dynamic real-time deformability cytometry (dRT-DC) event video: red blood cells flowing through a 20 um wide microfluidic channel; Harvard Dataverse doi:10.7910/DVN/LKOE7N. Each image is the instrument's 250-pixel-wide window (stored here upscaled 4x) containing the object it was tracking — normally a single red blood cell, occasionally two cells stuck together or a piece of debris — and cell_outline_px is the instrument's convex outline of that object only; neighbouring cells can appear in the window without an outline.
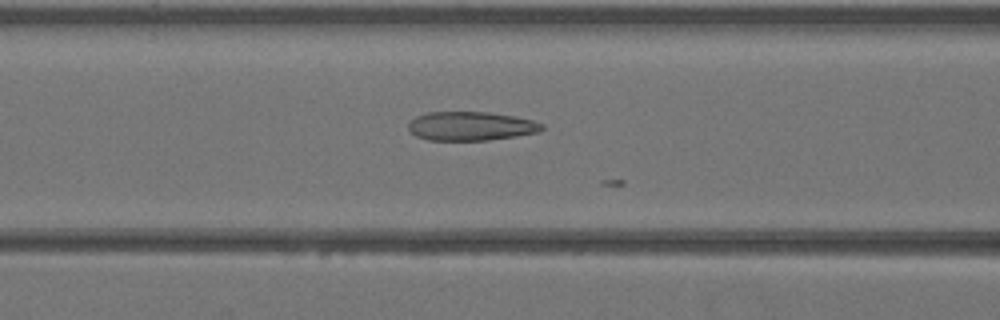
{"species": "Egyptian fruit bat (a non-hibernating species)", "species_latin": "Rousettus aegyptiacus", "temperature_condition": "warm", "stored_images_in_passage": 11, "camera_frame_rate_fps": 3000, "um_per_image_px": 0.085, "animal": {"sex": "female"}, "frame": {"image": 1, "passage_image": 7, "time_ms": 2.0, "image_size_px": [1000, 320], "cell_outline_px": [[544, 128], [540, 132], [516, 136], [488, 140], [428, 140], [416, 136], [408, 128], [408, 124], [416, 116], [428, 112], [488, 112], [512, 116], [532, 120], [544, 124]], "centroid_in_image_um": [40.03, 10.72], "position_along_channel_um": 126.6, "area_um2": 22.43}}
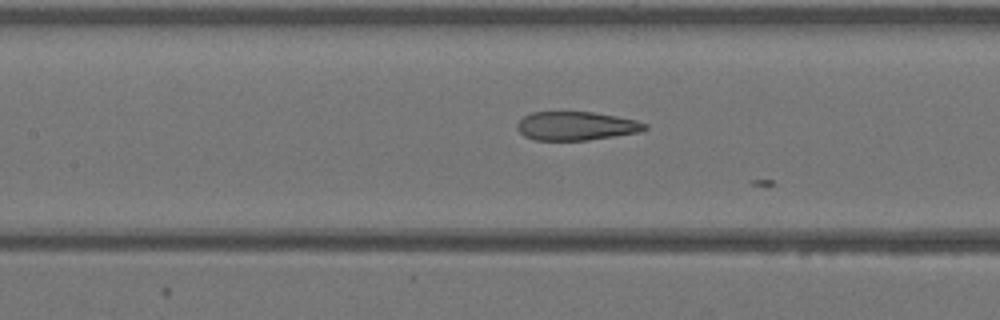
{"frame": {"image": 2, "passage_image": 9, "time_ms": 2.667, "image_size_px": [1000, 320], "cell_outline_px": [[648, 128], [640, 132], [588, 140], [536, 140], [524, 136], [516, 128], [516, 124], [524, 116], [532, 112], [592, 112], [616, 116], [636, 120], [648, 124]], "centroid_in_image_um": [48.98, 10.7], "position_along_channel_um": 158.4, "area_um2": 21.33}}